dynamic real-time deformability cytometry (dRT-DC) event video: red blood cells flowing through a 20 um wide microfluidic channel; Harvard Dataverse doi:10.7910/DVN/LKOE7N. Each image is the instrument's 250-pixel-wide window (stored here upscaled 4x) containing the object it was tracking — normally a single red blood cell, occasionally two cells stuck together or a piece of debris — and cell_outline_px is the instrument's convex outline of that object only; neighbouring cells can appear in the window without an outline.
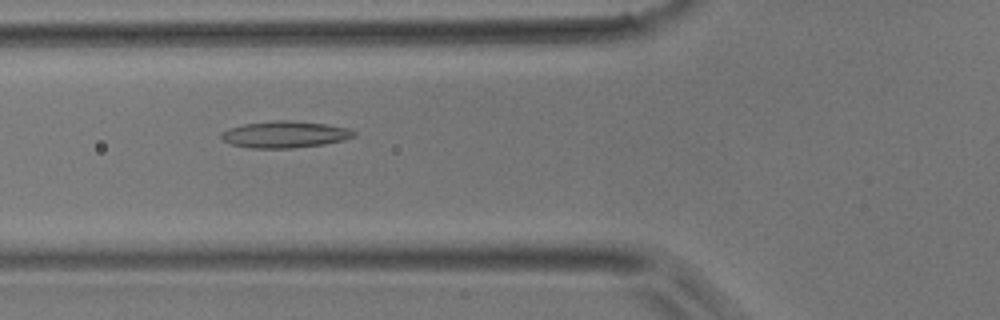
{"species": "common noctule bat (a hibernating species)", "species_latin": "Nyctalus noctula", "temperature_condition": "room temperature", "stored_images_in_passage": 49, "camera_frame_rate_fps": 3000, "um_per_image_px": 0.085, "animal": {"sex": "male", "body_mass_g": 17.9}, "frame": {"image": 1, "passage_image": 18, "time_ms": 5.667, "image_size_px": [1000, 320], "cell_outline_px": [[356, 136], [344, 140], [324, 144], [292, 148], [252, 148], [232, 144], [224, 140], [220, 136], [220, 132], [228, 128], [244, 124], [276, 120], [292, 120], [324, 124], [348, 128], [356, 132]], "centroid_in_image_um": [24.22, 11.42], "position_along_channel_um": 101.6, "area_um2": 20.58}}
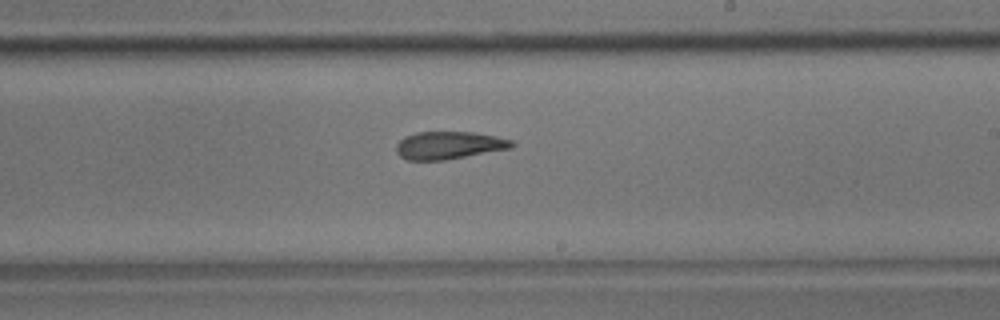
{"frame": {"image": 2, "passage_image": 29, "time_ms": 9.333, "image_size_px": [1000, 320], "cell_outline_px": [[516, 144], [512, 148], [444, 160], [408, 160], [400, 156], [396, 152], [396, 144], [404, 136], [416, 132], [472, 132], [496, 136], [512, 140]], "centroid_in_image_um": [38.16, 12.34], "position_along_channel_um": 250.8, "area_um2": 18.67}}
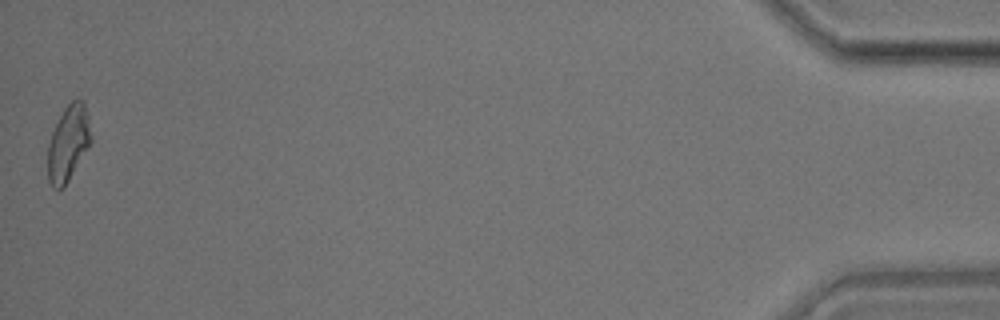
{"frame": {"image": 3, "passage_image": 49, "time_ms": 16.0, "image_size_px": [1000, 320], "cell_outline_px": [[92, 140], [88, 148], [64, 188], [52, 188], [48, 180], [48, 144], [52, 132], [64, 108], [72, 100], [84, 100], [88, 116], [92, 136]], "centroid_in_image_um": [5.81, 12.18], "position_along_channel_um": 429.4, "area_um2": 19.07}}